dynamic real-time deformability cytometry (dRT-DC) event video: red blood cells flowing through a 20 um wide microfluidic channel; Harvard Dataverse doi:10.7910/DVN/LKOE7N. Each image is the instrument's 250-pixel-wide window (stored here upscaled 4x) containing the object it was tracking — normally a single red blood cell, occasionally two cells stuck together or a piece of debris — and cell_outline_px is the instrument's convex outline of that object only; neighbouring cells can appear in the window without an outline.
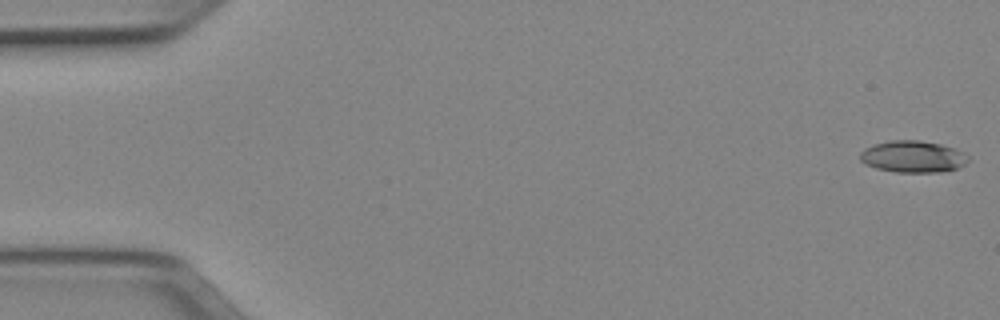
{"species": "Egyptian fruit bat (a non-hibernating species)", "species_latin": "Rousettus aegyptiacus", "temperature_condition": "cold", "stored_images_in_passage": 8, "camera_frame_rate_fps": 3000, "um_per_image_px": 0.085, "animal": {"sex": "female"}, "frame": {"image": 1, "passage_image": 1, "time_ms": 0.0, "image_size_px": [1000, 320], "cell_outline_px": [[968, 160], [964, 164], [956, 168], [940, 172], [896, 172], [876, 168], [864, 164], [860, 160], [860, 152], [864, 148], [872, 144], [888, 140], [920, 140], [940, 144], [956, 148], [964, 152], [968, 156]], "centroid_in_image_um": [77.56, 13.3], "position_along_channel_um": 7.4, "area_um2": 20.17}}